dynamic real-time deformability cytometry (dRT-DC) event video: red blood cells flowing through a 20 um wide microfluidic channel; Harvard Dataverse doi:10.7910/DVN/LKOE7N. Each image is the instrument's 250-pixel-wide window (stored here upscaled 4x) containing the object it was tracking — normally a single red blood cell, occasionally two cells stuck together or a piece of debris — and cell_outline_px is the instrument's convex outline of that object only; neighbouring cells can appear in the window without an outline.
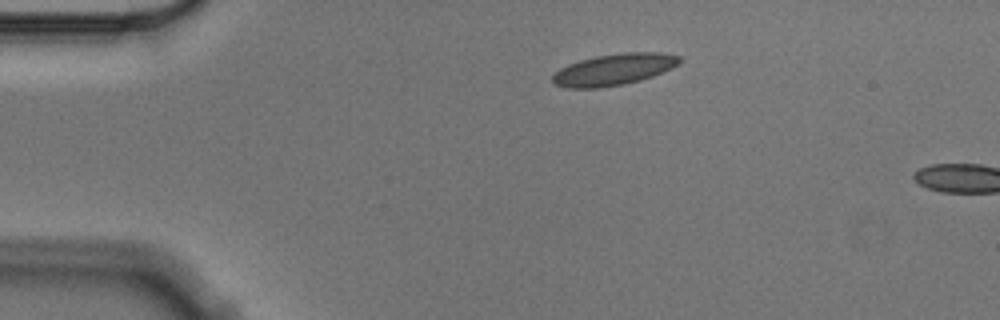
{"species": "Egyptian fruit bat (a non-hibernating species)", "species_latin": "Rousettus aegyptiacus", "temperature_condition": "cold", "stored_images_in_passage": 2, "camera_frame_rate_fps": 3000, "um_per_image_px": 0.085, "animal": {"sex": "male"}, "frame": {"image": 1, "passage_image": 1, "time_ms": 0.0, "image_size_px": [1000, 320], "cell_outline_px": [[684, 60], [672, 68], [652, 76], [640, 80], [624, 84], [600, 88], [568, 88], [556, 84], [552, 80], [552, 76], [560, 68], [568, 64], [580, 60], [596, 56], [624, 52], [660, 52], [680, 56]], "centroid_in_image_um": [52.21, 5.9], "position_along_channel_um": 32.8, "area_um2": 23.29}}